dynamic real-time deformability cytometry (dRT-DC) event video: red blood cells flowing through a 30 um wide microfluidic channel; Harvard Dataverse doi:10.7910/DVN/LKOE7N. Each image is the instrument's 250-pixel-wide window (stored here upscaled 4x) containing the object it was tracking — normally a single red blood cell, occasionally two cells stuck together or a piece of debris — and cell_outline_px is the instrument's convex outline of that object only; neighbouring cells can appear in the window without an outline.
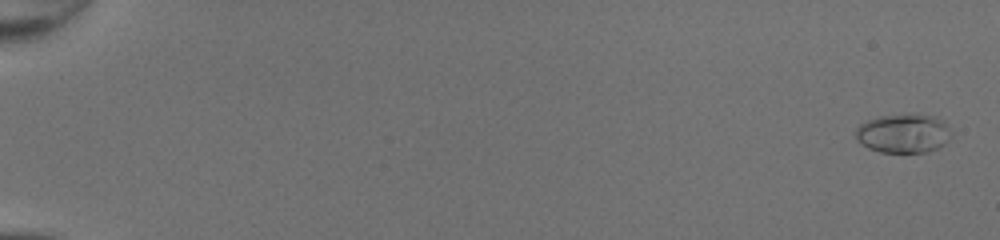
{"species": "common noctule bat (a hibernating species)", "species_latin": "Nyctalus noctula", "temperature_condition": "room temperature", "stored_images_in_passage": 51, "camera_frame_rate_fps": 3000, "um_per_image_px": 0.085, "animal": {"sex": "female", "body_mass_g": 20.0, "forearm_length_mm": 54.0}, "frame": {"image": 1, "passage_image": 2, "time_ms": 0.333, "image_size_px": [1000, 240], "cell_outline_px": [[952, 136], [944, 144], [928, 152], [880, 152], [868, 148], [856, 140], [856, 128], [860, 124], [868, 120], [880, 116], [936, 116], [944, 120], [952, 132]], "centroid_in_image_um": [76.81, 11.36], "position_along_channel_um": 8.2, "area_um2": 21.44}}
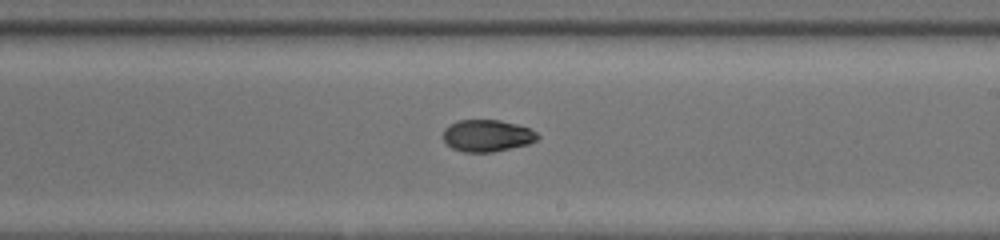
{"frame": {"image": 2, "passage_image": 33, "time_ms": 10.667, "image_size_px": [1000, 240], "cell_outline_px": [[540, 136], [536, 140], [528, 144], [492, 152], [464, 152], [452, 148], [444, 140], [444, 128], [460, 120], [500, 120], [516, 124], [528, 128], [536, 132]], "centroid_in_image_um": [41.42, 11.53], "position_along_channel_um": 247.6, "area_um2": 17.34}}
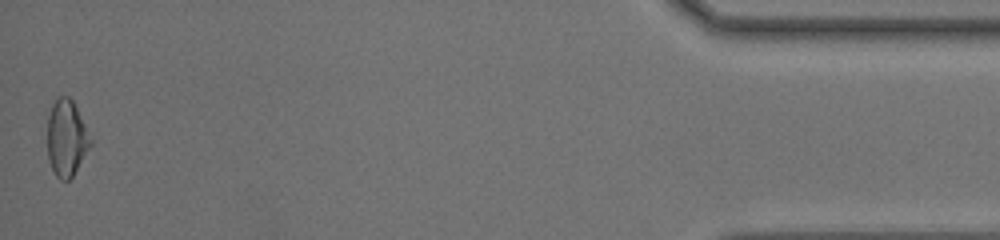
{"frame": {"image": 3, "passage_image": 51, "time_ms": 16.667, "image_size_px": [1000, 240], "cell_outline_px": [[92, 144], [72, 176], [68, 180], [60, 180], [56, 176], [48, 160], [48, 116], [52, 104], [60, 96], [68, 96], [72, 100], [92, 140]], "centroid_in_image_um": [5.64, 11.75], "position_along_channel_um": 429.6, "area_um2": 18.84}, "authors_computed_cell_mechanics": {"area_um2": 18.4382, "velocity_mm_per_s": 4.3277, "shape_relaxation_time_tau1_ms": 3.5677, "shape_relaxation_time_tau2_ms": 5.0289, "deformation_change_tau1": 0.1389, "deformation_change_tau2": 0.0854}}